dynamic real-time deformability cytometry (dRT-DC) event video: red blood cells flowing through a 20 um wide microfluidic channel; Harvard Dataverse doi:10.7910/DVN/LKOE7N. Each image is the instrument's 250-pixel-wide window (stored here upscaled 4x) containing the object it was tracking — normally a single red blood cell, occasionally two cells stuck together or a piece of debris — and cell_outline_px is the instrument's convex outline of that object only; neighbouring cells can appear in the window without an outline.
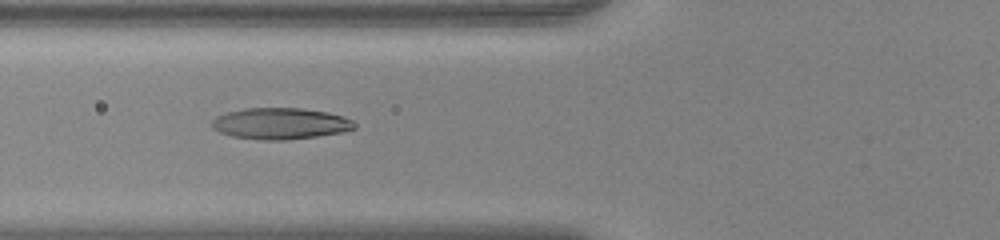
{"species": "human", "species_latin": "Homo sapiens", "temperature_condition": "warm", "stored_images_in_passage": 53, "camera_frame_rate_fps": 3000, "um_per_image_px": 0.085, "donor": {"sex": "female"}, "frame": {"image": 1, "passage_image": 22, "time_ms": 7.0, "image_size_px": [1000, 240], "cell_outline_px": [[356, 128], [344, 132], [288, 140], [260, 140], [232, 136], [220, 132], [212, 128], [212, 120], [216, 116], [224, 112], [244, 108], [300, 108], [328, 112], [344, 116], [352, 120], [356, 124]], "centroid_in_image_um": [23.83, 10.5], "position_along_channel_um": 102.0, "area_um2": 26.3}}
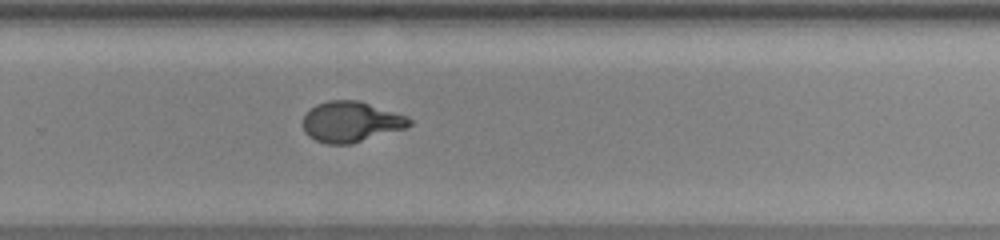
{"frame": {"image": 2, "passage_image": 37, "time_ms": 12.0, "image_size_px": [1000, 240], "cell_outline_px": [[412, 124], [408, 128], [352, 144], [328, 144], [316, 140], [308, 136], [304, 132], [304, 116], [316, 104], [328, 100], [360, 100], [408, 116], [412, 120]], "centroid_in_image_um": [29.89, 10.35], "position_along_channel_um": 299.9, "area_um2": 25.43}}
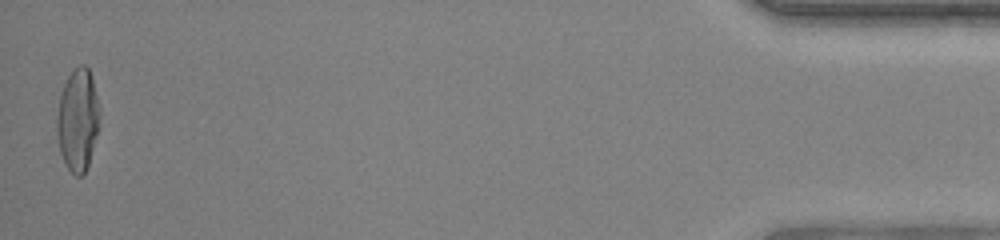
{"frame": {"image": 3, "passage_image": 53, "time_ms": 17.333, "image_size_px": [1000, 240], "cell_outline_px": [[100, 128], [84, 176], [76, 176], [68, 168], [60, 152], [56, 132], [56, 116], [60, 96], [64, 84], [68, 76], [80, 64], [84, 64], [88, 68], [92, 76], [100, 108]], "centroid_in_image_um": [6.63, 10.2], "position_along_channel_um": 428.6, "area_um2": 25.84}, "authors_computed_cell_mechanics": {"area_um2": 25.4898, "velocity_mm_per_s": 3.9611, "shape_relaxation_time_tau1_ms": 9.8436, "shape_relaxation_time_tau2_ms": null, "deformation_change_tau1": 0.3681, "deformation_change_tau2": null}}